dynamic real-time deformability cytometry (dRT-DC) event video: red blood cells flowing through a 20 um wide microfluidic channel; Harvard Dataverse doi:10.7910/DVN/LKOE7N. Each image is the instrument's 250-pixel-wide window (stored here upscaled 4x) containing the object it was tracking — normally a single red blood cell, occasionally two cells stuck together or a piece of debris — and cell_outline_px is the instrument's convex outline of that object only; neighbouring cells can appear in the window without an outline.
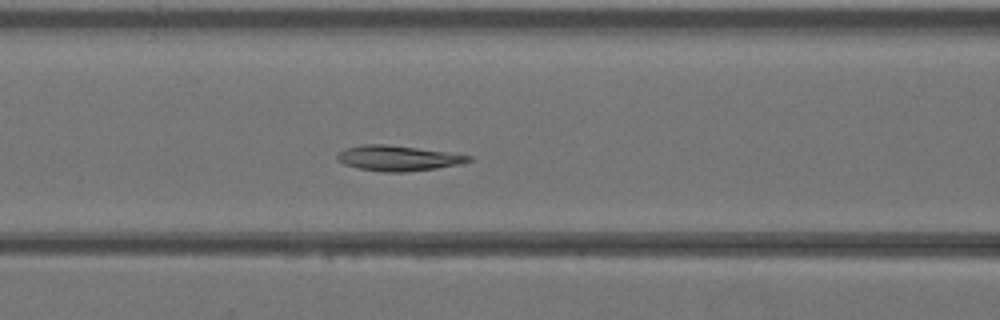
{"species": "Egyptian fruit bat (a non-hibernating species)", "species_latin": "Rousettus aegyptiacus", "temperature_condition": "warm", "stored_images_in_passage": 40, "camera_frame_rate_fps": 3000, "um_per_image_px": 0.085, "animal": {"sex": "female"}, "frame": {"image": 1, "passage_image": 16, "time_ms": 5.0, "image_size_px": [1000, 320], "cell_outline_px": [[472, 160], [460, 164], [436, 168], [404, 172], [384, 172], [360, 168], [344, 164], [336, 160], [336, 156], [344, 148], [364, 144], [388, 144], [456, 152], [472, 156]], "centroid_in_image_um": [33.88, 13.42], "position_along_channel_um": 132.7, "area_um2": 19.65}}
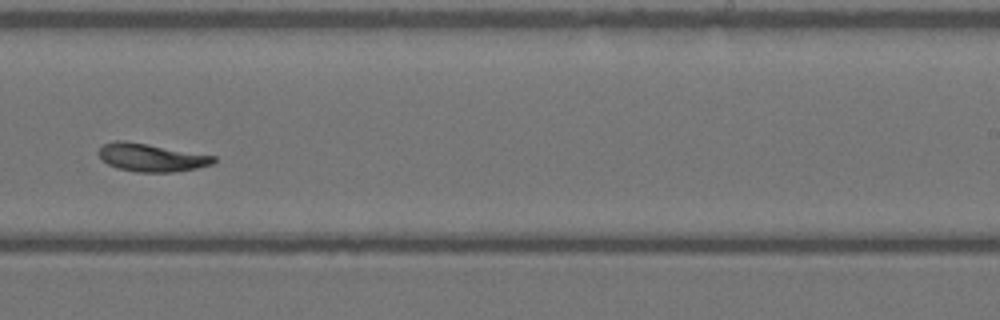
{"frame": {"image": 2, "passage_image": 25, "time_ms": 8.0, "image_size_px": [1000, 320], "cell_outline_px": [[216, 160], [212, 164], [196, 168], [172, 172], [136, 172], [116, 168], [108, 164], [96, 152], [104, 144], [116, 140], [124, 140], [148, 144], [216, 156]], "centroid_in_image_um": [12.84, 13.39], "position_along_channel_um": 276.2, "area_um2": 18.67}}
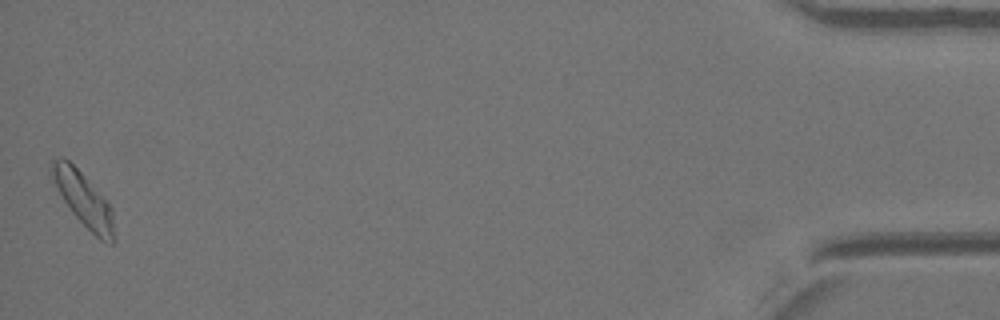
{"frame": {"image": 3, "passage_image": 40, "time_ms": 13.0, "image_size_px": [1000, 320], "cell_outline_px": [[116, 240], [112, 244], [108, 244], [100, 240], [72, 212], [64, 200], [48, 168], [52, 160], [60, 156], [64, 156], [84, 176], [112, 208]], "centroid_in_image_um": [7.12, 16.97], "position_along_channel_um": 428.1, "area_um2": 19.25}}